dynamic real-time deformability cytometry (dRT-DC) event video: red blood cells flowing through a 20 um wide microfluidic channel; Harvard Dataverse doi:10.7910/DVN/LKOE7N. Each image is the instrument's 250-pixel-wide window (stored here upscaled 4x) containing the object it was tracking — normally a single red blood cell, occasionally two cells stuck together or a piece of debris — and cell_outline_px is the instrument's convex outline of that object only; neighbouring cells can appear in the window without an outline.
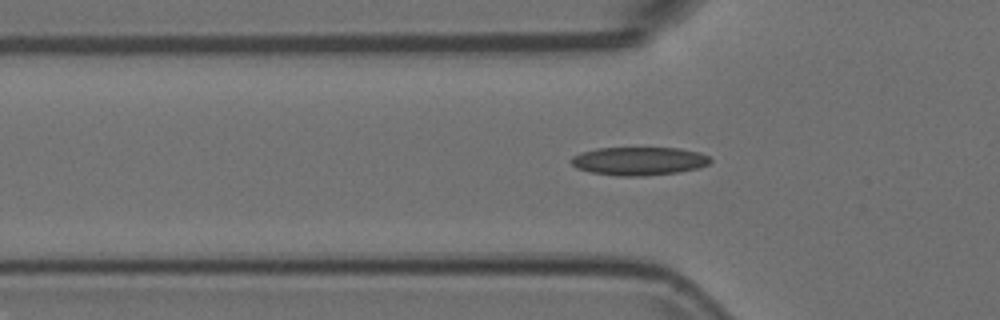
{"species": "Egyptian fruit bat (a non-hibernating species)", "species_latin": "Rousettus aegyptiacus", "temperature_condition": "room temperature", "stored_images_in_passage": 32, "camera_frame_rate_fps": 3000, "um_per_image_px": 0.085, "animal": {"sex": "female"}, "frame": {"image": 1, "passage_image": 10, "time_ms": 3.0, "image_size_px": [1000, 320], "cell_outline_px": [[712, 160], [708, 164], [700, 168], [676, 172], [644, 176], [616, 176], [592, 172], [576, 168], [568, 160], [572, 156], [580, 152], [596, 148], [680, 148], [700, 152], [708, 156]], "centroid_in_image_um": [54.29, 13.68], "position_along_channel_um": 71.5, "area_um2": 23.12}}
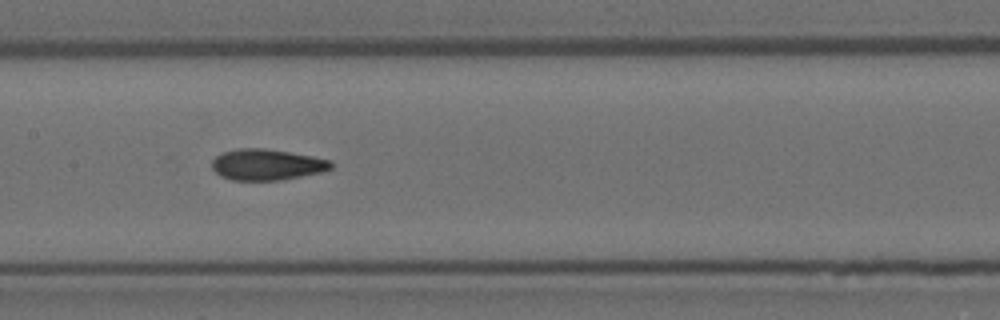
{"frame": {"image": 2, "passage_image": 19, "time_ms": 6.0, "image_size_px": [1000, 320], "cell_outline_px": [[332, 168], [324, 172], [280, 180], [232, 180], [220, 176], [212, 168], [212, 160], [216, 156], [224, 152], [240, 148], [264, 148], [312, 156], [332, 160]], "centroid_in_image_um": [22.7, 14.0], "position_along_channel_um": 184.7, "area_um2": 21.56}}
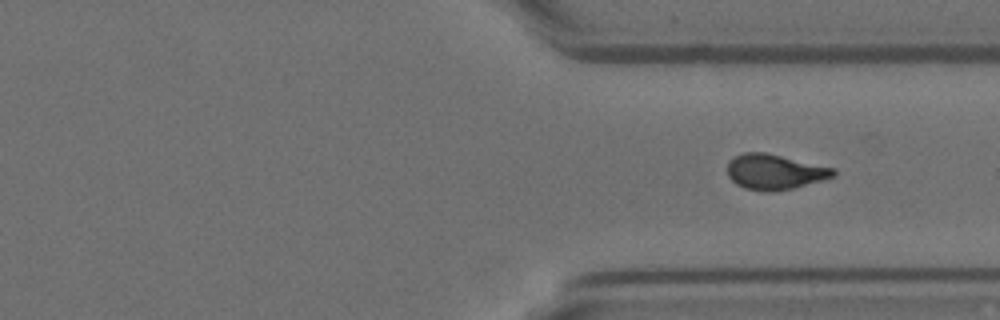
{"frame": {"image": 3, "passage_image": 32, "time_ms": 10.333, "image_size_px": [1000, 320], "cell_outline_px": [[836, 176], [792, 188], [772, 192], [768, 192], [744, 188], [736, 184], [728, 176], [728, 160], [744, 152], [764, 152], [836, 168]], "centroid_in_image_um": [65.85, 14.6], "position_along_channel_um": 345.6, "area_um2": 21.73}}